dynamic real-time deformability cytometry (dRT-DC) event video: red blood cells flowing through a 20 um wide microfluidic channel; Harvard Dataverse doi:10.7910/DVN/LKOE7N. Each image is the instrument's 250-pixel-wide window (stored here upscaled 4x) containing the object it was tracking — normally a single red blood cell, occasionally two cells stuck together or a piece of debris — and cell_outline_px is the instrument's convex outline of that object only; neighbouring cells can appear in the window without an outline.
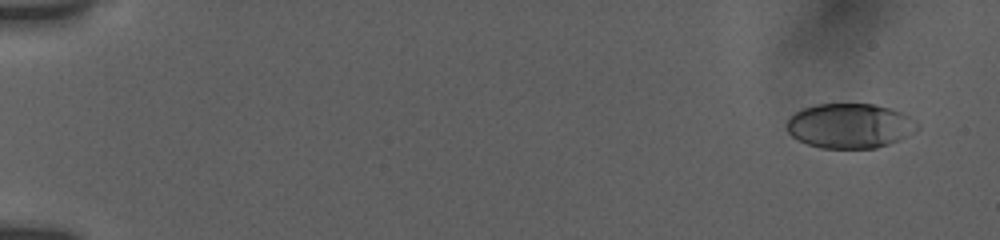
{"species": "human", "species_latin": "Homo sapiens", "temperature_condition": "room temperature", "stored_images_in_passage": 28, "camera_frame_rate_fps": 3000, "um_per_image_px": 0.085, "donor": {"sex": "female"}, "frame": {"image": 1, "passage_image": 2, "time_ms": 0.667, "image_size_px": [1000, 240], "cell_outline_px": [[920, 128], [916, 132], [900, 140], [876, 148], [820, 148], [796, 140], [788, 132], [784, 124], [796, 112], [804, 108], [816, 104], [872, 104], [888, 108], [912, 116], [920, 124]], "centroid_in_image_um": [72.27, 10.7], "position_along_channel_um": 12.7, "area_um2": 34.39}}
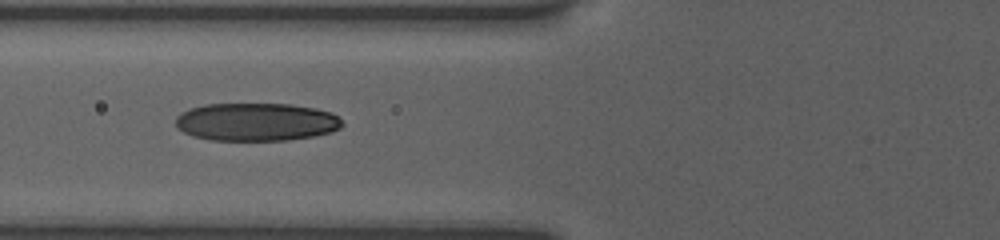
{"frame": {"image": 2, "passage_image": 12, "time_ms": 7.333, "image_size_px": [1000, 240], "cell_outline_px": [[344, 124], [340, 128], [332, 132], [312, 136], [288, 140], [212, 140], [192, 136], [176, 128], [176, 116], [188, 108], [204, 104], [288, 104], [316, 108], [332, 112]], "centroid_in_image_um": [21.76, 10.36], "position_along_channel_um": 104.0, "area_um2": 37.05}}
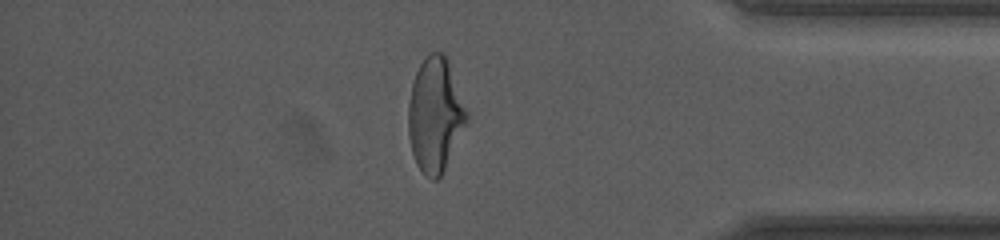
{"frame": {"image": 3, "passage_image": 25, "time_ms": 15.667, "image_size_px": [1000, 240], "cell_outline_px": [[468, 120], [440, 176], [436, 180], [432, 180], [424, 176], [416, 164], [412, 152], [408, 136], [408, 104], [412, 84], [416, 72], [420, 64], [428, 52], [444, 52], [468, 112]], "centroid_in_image_um": [36.96, 9.76], "position_along_channel_um": 398.2, "area_um2": 38.61}, "authors_computed_cell_mechanics": {"area_um2": 36.6741, "velocity_mm_per_s": 3.8039, "shape_relaxation_time_tau1_ms": 7.0065, "shape_relaxation_time_tau2_ms": 1.4113, "deformation_change_tau1": 0.2316, "deformation_change_tau2": 0.0734}}